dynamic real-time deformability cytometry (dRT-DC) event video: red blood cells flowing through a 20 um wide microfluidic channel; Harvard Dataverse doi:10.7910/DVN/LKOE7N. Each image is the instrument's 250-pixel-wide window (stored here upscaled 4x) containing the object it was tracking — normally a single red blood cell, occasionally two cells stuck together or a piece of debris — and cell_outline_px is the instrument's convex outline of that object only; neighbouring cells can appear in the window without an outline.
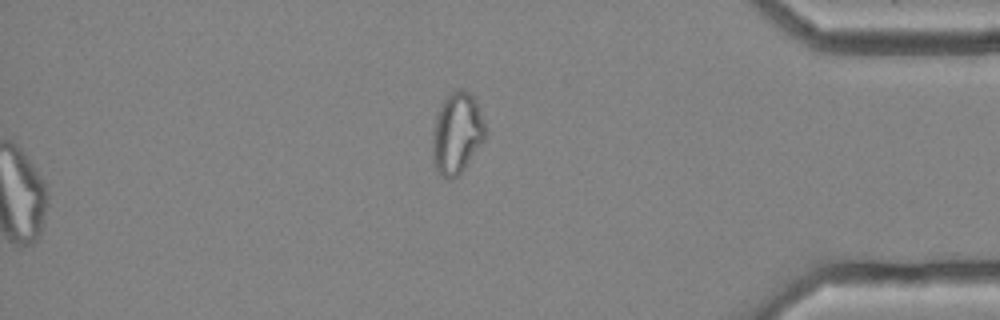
{"species": "common noctule bat (a hibernating species)", "species_latin": "Nyctalus noctula", "temperature_condition": "cold", "stored_images_in_passage": 57, "camera_frame_rate_fps": 3000, "um_per_image_px": 0.085, "animal": {"sex": "female", "body_mass_g": 25.1}, "frame": {"image": 1, "passage_image": 57, "time_ms": 18.667, "image_size_px": [1000, 320], "cell_outline_px": [[488, 132], [484, 140], [460, 172], [456, 176], [448, 180], [436, 168], [432, 152], [432, 144], [436, 116], [444, 100], [448, 96], [460, 88], [468, 92], [476, 100]], "centroid_in_image_um": [38.86, 11.31], "position_along_channel_um": 396.3, "area_um2": 24.39}, "authors_computed_cell_mechanics": {"area_um2": 22.5998, "velocity_mm_per_s": 3.5453, "shape_relaxation_time_tau1_ms": null, "shape_relaxation_time_tau2_ms": 2.2216, "deformation_change_tau1": null, "deformation_change_tau2": 0.0874}}